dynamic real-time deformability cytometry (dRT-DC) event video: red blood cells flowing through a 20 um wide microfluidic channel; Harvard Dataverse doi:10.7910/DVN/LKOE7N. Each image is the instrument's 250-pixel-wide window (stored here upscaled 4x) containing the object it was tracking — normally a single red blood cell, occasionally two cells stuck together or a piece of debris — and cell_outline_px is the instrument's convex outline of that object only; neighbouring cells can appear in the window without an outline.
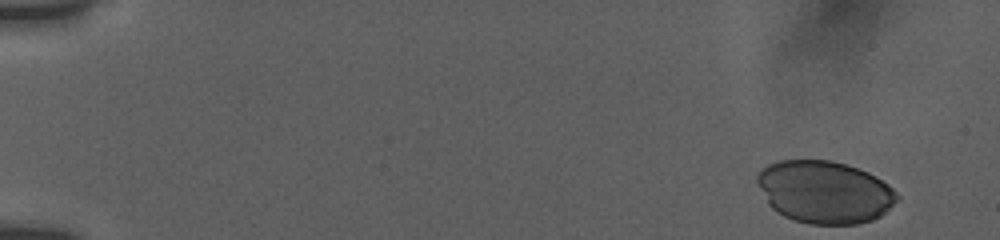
{"species": "human", "species_latin": "Homo sapiens", "temperature_condition": "room temperature", "stored_images_in_passage": 14, "camera_frame_rate_fps": 3000, "um_per_image_px": 0.085, "donor": {"sex": "female"}, "frame": {"image": 1, "passage_image": 1, "time_ms": 0.0, "image_size_px": [1000, 240], "cell_outline_px": [[900, 196], [880, 216], [872, 220], [860, 224], [808, 224], [792, 220], [776, 212], [768, 204], [756, 180], [756, 176], [768, 164], [780, 160], [832, 160], [868, 172], [876, 176], [888, 184]], "centroid_in_image_um": [70.08, 16.33], "position_along_channel_um": 14.9, "area_um2": 50.86}}
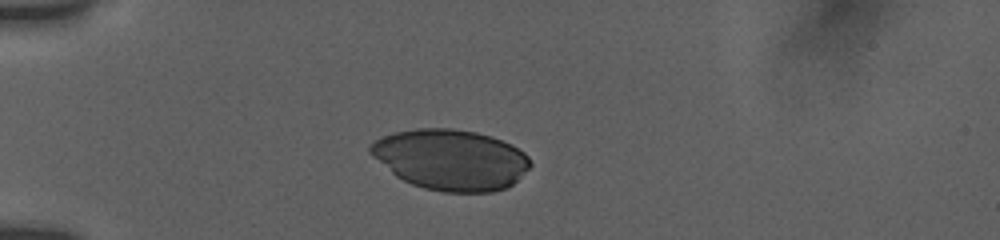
{"frame": {"image": 2, "passage_image": 8, "time_ms": 4.0, "image_size_px": [1000, 240], "cell_outline_px": [[532, 164], [512, 184], [504, 188], [492, 192], [444, 192], [424, 188], [412, 184], [396, 176], [372, 156], [368, 152], [368, 148], [376, 140], [384, 136], [396, 132], [416, 128], [452, 128], [476, 132], [492, 136], [512, 144], [524, 152], [528, 156]], "centroid_in_image_um": [38.32, 13.56], "position_along_channel_um": 46.7, "area_um2": 56.41}}
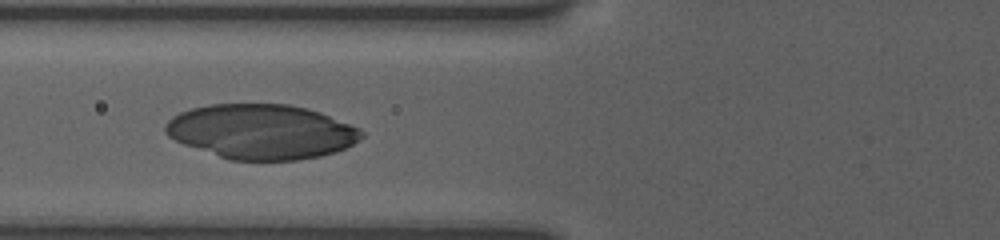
{"frame": {"image": 3, "passage_image": 14, "time_ms": 6.333, "image_size_px": [1000, 240], "cell_outline_px": [[364, 136], [360, 140], [336, 152], [320, 156], [296, 160], [228, 160], [184, 144], [168, 136], [164, 132], [164, 128], [168, 120], [172, 116], [180, 112], [192, 108], [212, 104], [288, 104], [308, 108], [320, 112], [360, 128], [364, 132]], "centroid_in_image_um": [22.22, 11.19], "position_along_channel_um": 103.6, "area_um2": 62.66}}